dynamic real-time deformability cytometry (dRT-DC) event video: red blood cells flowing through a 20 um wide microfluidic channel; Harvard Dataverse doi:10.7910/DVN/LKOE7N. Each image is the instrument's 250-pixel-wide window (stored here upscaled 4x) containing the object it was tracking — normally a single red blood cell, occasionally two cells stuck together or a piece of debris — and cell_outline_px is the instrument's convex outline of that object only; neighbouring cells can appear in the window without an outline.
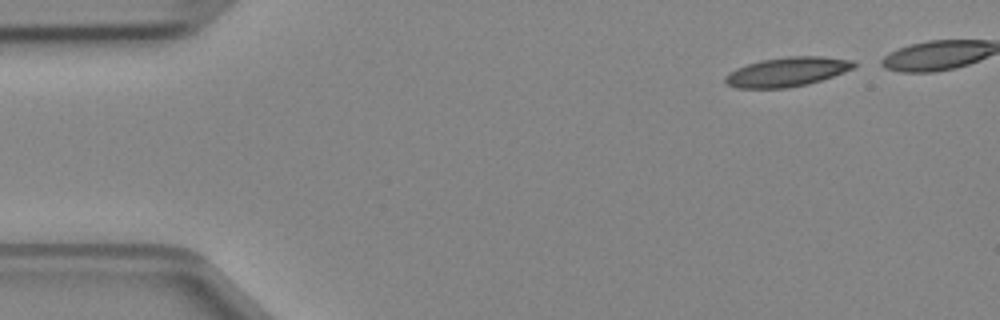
{"species": "Egyptian fruit bat (a non-hibernating species)", "species_latin": "Rousettus aegyptiacus", "temperature_condition": "cold", "stored_images_in_passage": 4, "camera_frame_rate_fps": 3000, "um_per_image_px": 0.085, "animal": {"sex": "female"}, "frame": {"image": 1, "passage_image": 1, "time_ms": 0.0, "image_size_px": [1000, 320], "cell_outline_px": [[856, 64], [852, 68], [844, 72], [808, 84], [788, 88], [736, 88], [724, 84], [724, 76], [728, 72], [736, 68], [760, 60], [788, 56], [820, 56], [856, 60]], "centroid_in_image_um": [66.86, 6.11], "position_along_channel_um": 18.1, "area_um2": 22.14}}
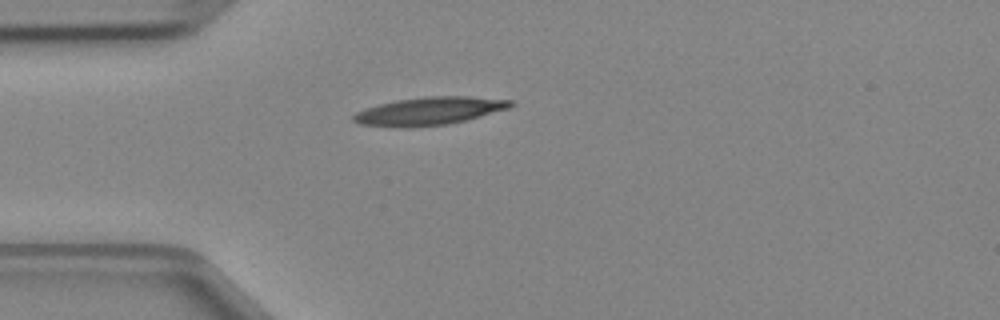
{"frame": {"image": 2, "passage_image": 4, "time_ms": 1.0, "image_size_px": [1000, 320], "cell_outline_px": [[516, 104], [508, 108], [468, 120], [448, 124], [408, 128], [404, 128], [360, 124], [352, 120], [352, 116], [356, 112], [364, 108], [396, 100], [428, 96], [468, 96], [512, 100]], "centroid_in_image_um": [36.49, 9.44], "position_along_channel_um": 48.5, "area_um2": 25.72}}